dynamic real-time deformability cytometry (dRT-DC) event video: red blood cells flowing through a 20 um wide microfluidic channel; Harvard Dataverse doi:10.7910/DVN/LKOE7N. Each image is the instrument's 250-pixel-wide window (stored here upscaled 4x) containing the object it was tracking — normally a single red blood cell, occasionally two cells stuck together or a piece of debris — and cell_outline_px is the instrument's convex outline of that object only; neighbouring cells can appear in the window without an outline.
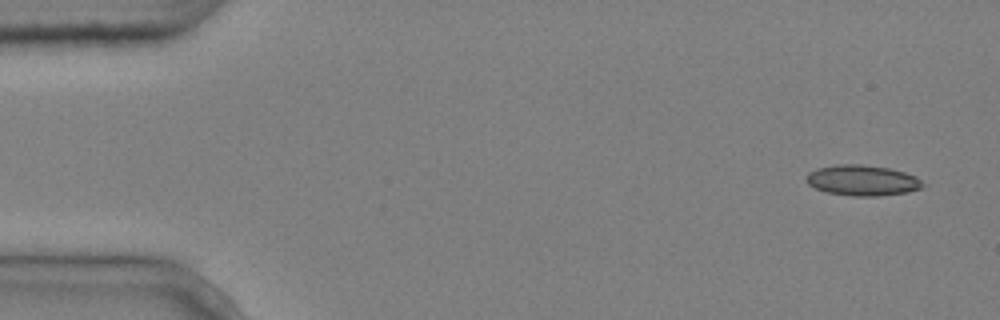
{"species": "common noctule bat (a hibernating species)", "species_latin": "Nyctalus noctula", "temperature_condition": "cold", "stored_images_in_passage": 4, "camera_frame_rate_fps": 3000, "um_per_image_px": 0.085, "animal": {"sex": "male", "body_mass_g": 20.4}, "frame": {"image": 1, "passage_image": 1, "time_ms": 0.0, "image_size_px": [1000, 320], "cell_outline_px": [[928, 184], [920, 188], [908, 192], [880, 196], [852, 196], [828, 192], [816, 188], [808, 184], [804, 180], [808, 172], [816, 168], [836, 164], [860, 164], [888, 168], [904, 172], [916, 176]], "centroid_in_image_um": [73.31, 15.33], "position_along_channel_um": 11.7, "area_um2": 20.98}}
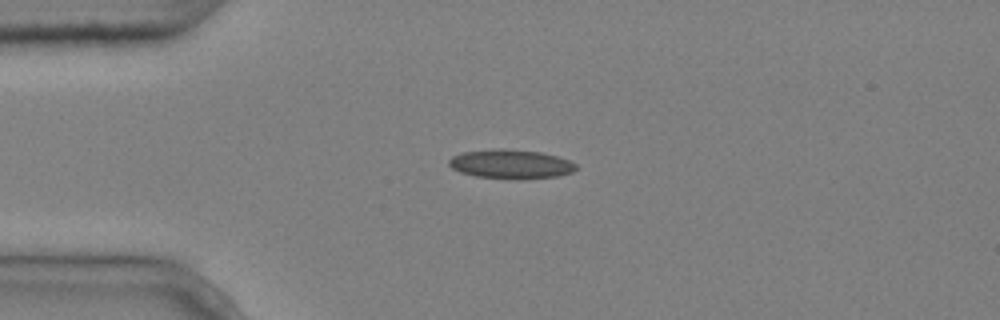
{"frame": {"image": 2, "passage_image": 4, "time_ms": 1.0, "image_size_px": [1000, 320], "cell_outline_px": [[576, 168], [572, 172], [560, 176], [476, 176], [460, 172], [452, 168], [448, 164], [448, 160], [452, 156], [460, 152], [492, 148], [504, 148], [540, 152], [556, 156], [568, 160], [576, 164]], "centroid_in_image_um": [43.35, 13.88], "position_along_channel_um": 41.7, "area_um2": 20.69}}